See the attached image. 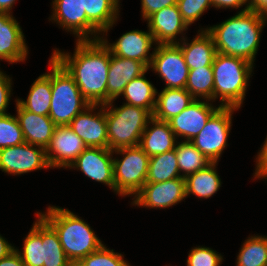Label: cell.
<instances>
[{
	"label": "cell",
	"mask_w": 267,
	"mask_h": 266,
	"mask_svg": "<svg viewBox=\"0 0 267 266\" xmlns=\"http://www.w3.org/2000/svg\"><path fill=\"white\" fill-rule=\"evenodd\" d=\"M36 221L33 223L28 235L24 238L22 251L15 247L25 266H43L42 245V217L36 213Z\"/></svg>",
	"instance_id": "obj_30"
},
{
	"label": "cell",
	"mask_w": 267,
	"mask_h": 266,
	"mask_svg": "<svg viewBox=\"0 0 267 266\" xmlns=\"http://www.w3.org/2000/svg\"><path fill=\"white\" fill-rule=\"evenodd\" d=\"M149 69L166 82L164 88L185 89L189 68L177 44H156Z\"/></svg>",
	"instance_id": "obj_9"
},
{
	"label": "cell",
	"mask_w": 267,
	"mask_h": 266,
	"mask_svg": "<svg viewBox=\"0 0 267 266\" xmlns=\"http://www.w3.org/2000/svg\"><path fill=\"white\" fill-rule=\"evenodd\" d=\"M86 148L84 141L68 125L56 126L45 149L50 168H69Z\"/></svg>",
	"instance_id": "obj_13"
},
{
	"label": "cell",
	"mask_w": 267,
	"mask_h": 266,
	"mask_svg": "<svg viewBox=\"0 0 267 266\" xmlns=\"http://www.w3.org/2000/svg\"><path fill=\"white\" fill-rule=\"evenodd\" d=\"M114 194L135 196L146 183L150 157L139 147H123L113 150Z\"/></svg>",
	"instance_id": "obj_7"
},
{
	"label": "cell",
	"mask_w": 267,
	"mask_h": 266,
	"mask_svg": "<svg viewBox=\"0 0 267 266\" xmlns=\"http://www.w3.org/2000/svg\"><path fill=\"white\" fill-rule=\"evenodd\" d=\"M46 209L36 213L58 234L65 255L73 265L104 244L90 225L69 209L54 205Z\"/></svg>",
	"instance_id": "obj_3"
},
{
	"label": "cell",
	"mask_w": 267,
	"mask_h": 266,
	"mask_svg": "<svg viewBox=\"0 0 267 266\" xmlns=\"http://www.w3.org/2000/svg\"><path fill=\"white\" fill-rule=\"evenodd\" d=\"M45 148L24 142L0 149V170L15 175L49 169Z\"/></svg>",
	"instance_id": "obj_11"
},
{
	"label": "cell",
	"mask_w": 267,
	"mask_h": 266,
	"mask_svg": "<svg viewBox=\"0 0 267 266\" xmlns=\"http://www.w3.org/2000/svg\"><path fill=\"white\" fill-rule=\"evenodd\" d=\"M236 266H267V236H249L242 243Z\"/></svg>",
	"instance_id": "obj_32"
},
{
	"label": "cell",
	"mask_w": 267,
	"mask_h": 266,
	"mask_svg": "<svg viewBox=\"0 0 267 266\" xmlns=\"http://www.w3.org/2000/svg\"><path fill=\"white\" fill-rule=\"evenodd\" d=\"M15 102L16 117L23 132L25 142L46 149L56 125L49 116L37 115L27 111L16 100Z\"/></svg>",
	"instance_id": "obj_21"
},
{
	"label": "cell",
	"mask_w": 267,
	"mask_h": 266,
	"mask_svg": "<svg viewBox=\"0 0 267 266\" xmlns=\"http://www.w3.org/2000/svg\"><path fill=\"white\" fill-rule=\"evenodd\" d=\"M43 266H74L66 257L58 234L42 218Z\"/></svg>",
	"instance_id": "obj_33"
},
{
	"label": "cell",
	"mask_w": 267,
	"mask_h": 266,
	"mask_svg": "<svg viewBox=\"0 0 267 266\" xmlns=\"http://www.w3.org/2000/svg\"><path fill=\"white\" fill-rule=\"evenodd\" d=\"M217 165L218 162H212L185 178L186 198L189 195H195L199 199H209L218 192L222 182L216 169Z\"/></svg>",
	"instance_id": "obj_26"
},
{
	"label": "cell",
	"mask_w": 267,
	"mask_h": 266,
	"mask_svg": "<svg viewBox=\"0 0 267 266\" xmlns=\"http://www.w3.org/2000/svg\"><path fill=\"white\" fill-rule=\"evenodd\" d=\"M145 21L156 44H178L186 38L184 31L186 32L189 27L183 20L177 5L164 7ZM179 35H181L180 40Z\"/></svg>",
	"instance_id": "obj_17"
},
{
	"label": "cell",
	"mask_w": 267,
	"mask_h": 266,
	"mask_svg": "<svg viewBox=\"0 0 267 266\" xmlns=\"http://www.w3.org/2000/svg\"><path fill=\"white\" fill-rule=\"evenodd\" d=\"M74 266H131V264L124 260L122 253L114 252V249H109L103 244Z\"/></svg>",
	"instance_id": "obj_35"
},
{
	"label": "cell",
	"mask_w": 267,
	"mask_h": 266,
	"mask_svg": "<svg viewBox=\"0 0 267 266\" xmlns=\"http://www.w3.org/2000/svg\"><path fill=\"white\" fill-rule=\"evenodd\" d=\"M24 37L13 14L0 13V61L9 64L26 61L29 50Z\"/></svg>",
	"instance_id": "obj_19"
},
{
	"label": "cell",
	"mask_w": 267,
	"mask_h": 266,
	"mask_svg": "<svg viewBox=\"0 0 267 266\" xmlns=\"http://www.w3.org/2000/svg\"><path fill=\"white\" fill-rule=\"evenodd\" d=\"M189 70L212 66L217 53L213 37L207 30H198L191 42L187 37L177 44Z\"/></svg>",
	"instance_id": "obj_23"
},
{
	"label": "cell",
	"mask_w": 267,
	"mask_h": 266,
	"mask_svg": "<svg viewBox=\"0 0 267 266\" xmlns=\"http://www.w3.org/2000/svg\"><path fill=\"white\" fill-rule=\"evenodd\" d=\"M157 92L156 87L148 81L143 73L125 86L121 96L125 98L126 104L147 109L153 114Z\"/></svg>",
	"instance_id": "obj_28"
},
{
	"label": "cell",
	"mask_w": 267,
	"mask_h": 266,
	"mask_svg": "<svg viewBox=\"0 0 267 266\" xmlns=\"http://www.w3.org/2000/svg\"><path fill=\"white\" fill-rule=\"evenodd\" d=\"M249 10L267 17V0H247Z\"/></svg>",
	"instance_id": "obj_44"
},
{
	"label": "cell",
	"mask_w": 267,
	"mask_h": 266,
	"mask_svg": "<svg viewBox=\"0 0 267 266\" xmlns=\"http://www.w3.org/2000/svg\"><path fill=\"white\" fill-rule=\"evenodd\" d=\"M114 101L105 104L108 148L139 146L140 138L152 114L144 108L124 103L120 107Z\"/></svg>",
	"instance_id": "obj_6"
},
{
	"label": "cell",
	"mask_w": 267,
	"mask_h": 266,
	"mask_svg": "<svg viewBox=\"0 0 267 266\" xmlns=\"http://www.w3.org/2000/svg\"><path fill=\"white\" fill-rule=\"evenodd\" d=\"M50 21L56 22L66 32H72L75 40H97L102 34L83 12L82 0H52Z\"/></svg>",
	"instance_id": "obj_10"
},
{
	"label": "cell",
	"mask_w": 267,
	"mask_h": 266,
	"mask_svg": "<svg viewBox=\"0 0 267 266\" xmlns=\"http://www.w3.org/2000/svg\"><path fill=\"white\" fill-rule=\"evenodd\" d=\"M266 23L267 17L248 10L237 12L219 24L200 30H207L211 34L217 53L243 58L254 65Z\"/></svg>",
	"instance_id": "obj_2"
},
{
	"label": "cell",
	"mask_w": 267,
	"mask_h": 266,
	"mask_svg": "<svg viewBox=\"0 0 267 266\" xmlns=\"http://www.w3.org/2000/svg\"><path fill=\"white\" fill-rule=\"evenodd\" d=\"M186 199L185 178L145 183L132 198L133 206L166 209Z\"/></svg>",
	"instance_id": "obj_12"
},
{
	"label": "cell",
	"mask_w": 267,
	"mask_h": 266,
	"mask_svg": "<svg viewBox=\"0 0 267 266\" xmlns=\"http://www.w3.org/2000/svg\"><path fill=\"white\" fill-rule=\"evenodd\" d=\"M212 1V7L219 9H239L243 8V5H245L243 9H241L239 12H245L249 10V6L247 3V0H211Z\"/></svg>",
	"instance_id": "obj_42"
},
{
	"label": "cell",
	"mask_w": 267,
	"mask_h": 266,
	"mask_svg": "<svg viewBox=\"0 0 267 266\" xmlns=\"http://www.w3.org/2000/svg\"><path fill=\"white\" fill-rule=\"evenodd\" d=\"M14 250L15 246L9 243L8 240L0 234V260L8 256Z\"/></svg>",
	"instance_id": "obj_45"
},
{
	"label": "cell",
	"mask_w": 267,
	"mask_h": 266,
	"mask_svg": "<svg viewBox=\"0 0 267 266\" xmlns=\"http://www.w3.org/2000/svg\"><path fill=\"white\" fill-rule=\"evenodd\" d=\"M74 53L55 48L52 56L73 77L90 105L107 104L110 50L101 39L76 40Z\"/></svg>",
	"instance_id": "obj_1"
},
{
	"label": "cell",
	"mask_w": 267,
	"mask_h": 266,
	"mask_svg": "<svg viewBox=\"0 0 267 266\" xmlns=\"http://www.w3.org/2000/svg\"><path fill=\"white\" fill-rule=\"evenodd\" d=\"M115 1L120 5V3H121L120 0H115Z\"/></svg>",
	"instance_id": "obj_47"
},
{
	"label": "cell",
	"mask_w": 267,
	"mask_h": 266,
	"mask_svg": "<svg viewBox=\"0 0 267 266\" xmlns=\"http://www.w3.org/2000/svg\"><path fill=\"white\" fill-rule=\"evenodd\" d=\"M25 142L17 117L7 114L0 115V149L20 145Z\"/></svg>",
	"instance_id": "obj_36"
},
{
	"label": "cell",
	"mask_w": 267,
	"mask_h": 266,
	"mask_svg": "<svg viewBox=\"0 0 267 266\" xmlns=\"http://www.w3.org/2000/svg\"><path fill=\"white\" fill-rule=\"evenodd\" d=\"M100 39L112 55L138 60L149 68L153 56V51L150 53V50L156 43L148 29L147 31L135 29L126 32L113 43H109V40L103 36Z\"/></svg>",
	"instance_id": "obj_18"
},
{
	"label": "cell",
	"mask_w": 267,
	"mask_h": 266,
	"mask_svg": "<svg viewBox=\"0 0 267 266\" xmlns=\"http://www.w3.org/2000/svg\"><path fill=\"white\" fill-rule=\"evenodd\" d=\"M0 266H25L21 257L16 252L12 251L8 256L0 260Z\"/></svg>",
	"instance_id": "obj_43"
},
{
	"label": "cell",
	"mask_w": 267,
	"mask_h": 266,
	"mask_svg": "<svg viewBox=\"0 0 267 266\" xmlns=\"http://www.w3.org/2000/svg\"><path fill=\"white\" fill-rule=\"evenodd\" d=\"M149 68L138 60L112 55L107 82V103L115 101L122 95L125 86L136 77L147 73Z\"/></svg>",
	"instance_id": "obj_20"
},
{
	"label": "cell",
	"mask_w": 267,
	"mask_h": 266,
	"mask_svg": "<svg viewBox=\"0 0 267 266\" xmlns=\"http://www.w3.org/2000/svg\"><path fill=\"white\" fill-rule=\"evenodd\" d=\"M178 0H141V17L146 20L150 15L164 7L177 5Z\"/></svg>",
	"instance_id": "obj_40"
},
{
	"label": "cell",
	"mask_w": 267,
	"mask_h": 266,
	"mask_svg": "<svg viewBox=\"0 0 267 266\" xmlns=\"http://www.w3.org/2000/svg\"><path fill=\"white\" fill-rule=\"evenodd\" d=\"M113 150L87 147L69 169L79 170L94 182L104 183L114 192Z\"/></svg>",
	"instance_id": "obj_15"
},
{
	"label": "cell",
	"mask_w": 267,
	"mask_h": 266,
	"mask_svg": "<svg viewBox=\"0 0 267 266\" xmlns=\"http://www.w3.org/2000/svg\"><path fill=\"white\" fill-rule=\"evenodd\" d=\"M16 0H0V13L12 14V9Z\"/></svg>",
	"instance_id": "obj_46"
},
{
	"label": "cell",
	"mask_w": 267,
	"mask_h": 266,
	"mask_svg": "<svg viewBox=\"0 0 267 266\" xmlns=\"http://www.w3.org/2000/svg\"><path fill=\"white\" fill-rule=\"evenodd\" d=\"M68 126L87 147L108 148L105 105L88 106Z\"/></svg>",
	"instance_id": "obj_14"
},
{
	"label": "cell",
	"mask_w": 267,
	"mask_h": 266,
	"mask_svg": "<svg viewBox=\"0 0 267 266\" xmlns=\"http://www.w3.org/2000/svg\"><path fill=\"white\" fill-rule=\"evenodd\" d=\"M177 140L167 121L152 116L141 135L139 147L152 157L175 149Z\"/></svg>",
	"instance_id": "obj_22"
},
{
	"label": "cell",
	"mask_w": 267,
	"mask_h": 266,
	"mask_svg": "<svg viewBox=\"0 0 267 266\" xmlns=\"http://www.w3.org/2000/svg\"><path fill=\"white\" fill-rule=\"evenodd\" d=\"M48 65L51 69L52 90L49 117L56 126H66L90 103L81 95L73 77L53 56Z\"/></svg>",
	"instance_id": "obj_5"
},
{
	"label": "cell",
	"mask_w": 267,
	"mask_h": 266,
	"mask_svg": "<svg viewBox=\"0 0 267 266\" xmlns=\"http://www.w3.org/2000/svg\"><path fill=\"white\" fill-rule=\"evenodd\" d=\"M256 156V169L253 173V178L254 180L265 179L267 181V137Z\"/></svg>",
	"instance_id": "obj_41"
},
{
	"label": "cell",
	"mask_w": 267,
	"mask_h": 266,
	"mask_svg": "<svg viewBox=\"0 0 267 266\" xmlns=\"http://www.w3.org/2000/svg\"><path fill=\"white\" fill-rule=\"evenodd\" d=\"M234 107H220L206 122L204 128L191 141L211 162H219L228 146Z\"/></svg>",
	"instance_id": "obj_8"
},
{
	"label": "cell",
	"mask_w": 267,
	"mask_h": 266,
	"mask_svg": "<svg viewBox=\"0 0 267 266\" xmlns=\"http://www.w3.org/2000/svg\"><path fill=\"white\" fill-rule=\"evenodd\" d=\"M211 102L195 99L179 115L167 121L177 139L181 137L183 141H192L198 135L208 119L220 108Z\"/></svg>",
	"instance_id": "obj_16"
},
{
	"label": "cell",
	"mask_w": 267,
	"mask_h": 266,
	"mask_svg": "<svg viewBox=\"0 0 267 266\" xmlns=\"http://www.w3.org/2000/svg\"><path fill=\"white\" fill-rule=\"evenodd\" d=\"M12 82V77L0 69V115L7 114L13 90Z\"/></svg>",
	"instance_id": "obj_39"
},
{
	"label": "cell",
	"mask_w": 267,
	"mask_h": 266,
	"mask_svg": "<svg viewBox=\"0 0 267 266\" xmlns=\"http://www.w3.org/2000/svg\"><path fill=\"white\" fill-rule=\"evenodd\" d=\"M181 177L186 178L212 162L191 141H178L175 147Z\"/></svg>",
	"instance_id": "obj_31"
},
{
	"label": "cell",
	"mask_w": 267,
	"mask_h": 266,
	"mask_svg": "<svg viewBox=\"0 0 267 266\" xmlns=\"http://www.w3.org/2000/svg\"><path fill=\"white\" fill-rule=\"evenodd\" d=\"M214 76L212 66L189 70L185 89L197 100L213 102Z\"/></svg>",
	"instance_id": "obj_34"
},
{
	"label": "cell",
	"mask_w": 267,
	"mask_h": 266,
	"mask_svg": "<svg viewBox=\"0 0 267 266\" xmlns=\"http://www.w3.org/2000/svg\"><path fill=\"white\" fill-rule=\"evenodd\" d=\"M87 19L102 33L108 32L118 21L120 5L115 0H82Z\"/></svg>",
	"instance_id": "obj_24"
},
{
	"label": "cell",
	"mask_w": 267,
	"mask_h": 266,
	"mask_svg": "<svg viewBox=\"0 0 267 266\" xmlns=\"http://www.w3.org/2000/svg\"><path fill=\"white\" fill-rule=\"evenodd\" d=\"M252 63L243 58L216 53L213 64V102L220 100V107L240 109L254 69Z\"/></svg>",
	"instance_id": "obj_4"
},
{
	"label": "cell",
	"mask_w": 267,
	"mask_h": 266,
	"mask_svg": "<svg viewBox=\"0 0 267 266\" xmlns=\"http://www.w3.org/2000/svg\"><path fill=\"white\" fill-rule=\"evenodd\" d=\"M51 100V70L40 75L32 83L26 100L22 98L16 99L25 110L45 116H49Z\"/></svg>",
	"instance_id": "obj_27"
},
{
	"label": "cell",
	"mask_w": 267,
	"mask_h": 266,
	"mask_svg": "<svg viewBox=\"0 0 267 266\" xmlns=\"http://www.w3.org/2000/svg\"><path fill=\"white\" fill-rule=\"evenodd\" d=\"M181 177L175 149L150 157L146 183L165 182Z\"/></svg>",
	"instance_id": "obj_29"
},
{
	"label": "cell",
	"mask_w": 267,
	"mask_h": 266,
	"mask_svg": "<svg viewBox=\"0 0 267 266\" xmlns=\"http://www.w3.org/2000/svg\"><path fill=\"white\" fill-rule=\"evenodd\" d=\"M194 100L195 98L186 89L163 88L161 92H157L152 116L158 120L168 121L179 115Z\"/></svg>",
	"instance_id": "obj_25"
},
{
	"label": "cell",
	"mask_w": 267,
	"mask_h": 266,
	"mask_svg": "<svg viewBox=\"0 0 267 266\" xmlns=\"http://www.w3.org/2000/svg\"><path fill=\"white\" fill-rule=\"evenodd\" d=\"M224 258L221 253L206 247L197 246L189 251L186 260L187 266H221Z\"/></svg>",
	"instance_id": "obj_37"
},
{
	"label": "cell",
	"mask_w": 267,
	"mask_h": 266,
	"mask_svg": "<svg viewBox=\"0 0 267 266\" xmlns=\"http://www.w3.org/2000/svg\"><path fill=\"white\" fill-rule=\"evenodd\" d=\"M177 6L183 20L189 26L196 22L212 6L211 0H178Z\"/></svg>",
	"instance_id": "obj_38"
}]
</instances>
